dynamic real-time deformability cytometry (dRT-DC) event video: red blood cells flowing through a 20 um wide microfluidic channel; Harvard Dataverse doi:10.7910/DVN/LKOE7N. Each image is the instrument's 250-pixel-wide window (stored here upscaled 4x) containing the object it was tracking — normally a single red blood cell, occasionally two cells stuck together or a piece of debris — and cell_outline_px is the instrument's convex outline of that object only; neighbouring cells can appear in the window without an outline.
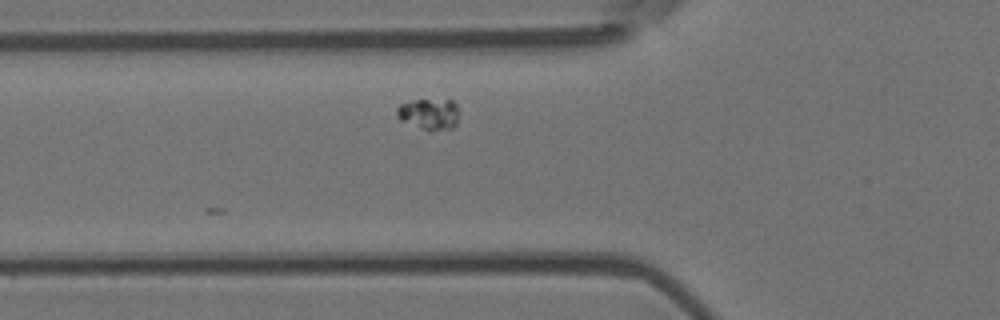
{"species": "Egyptian fruit bat (a non-hibernating species)", "species_latin": "Rousettus aegyptiacus", "temperature_condition": "room temperature", "stored_images_in_passage": 2, "camera_frame_rate_fps": 3000, "um_per_image_px": 0.085, "animal": {"sex": "female"}, "frame": {"image": 1, "passage_image": 2, "time_ms": 0.333, "image_size_px": [1000, 320], "cell_outline_px": [[460, 112], [456, 124], [452, 128], [432, 132], [428, 132], [400, 120], [396, 116], [396, 108], [400, 104], [416, 100], [452, 100], [456, 104]], "centroid_in_image_um": [36.49, 9.72], "position_along_channel_um": 89.3, "area_um2": 11.62}}